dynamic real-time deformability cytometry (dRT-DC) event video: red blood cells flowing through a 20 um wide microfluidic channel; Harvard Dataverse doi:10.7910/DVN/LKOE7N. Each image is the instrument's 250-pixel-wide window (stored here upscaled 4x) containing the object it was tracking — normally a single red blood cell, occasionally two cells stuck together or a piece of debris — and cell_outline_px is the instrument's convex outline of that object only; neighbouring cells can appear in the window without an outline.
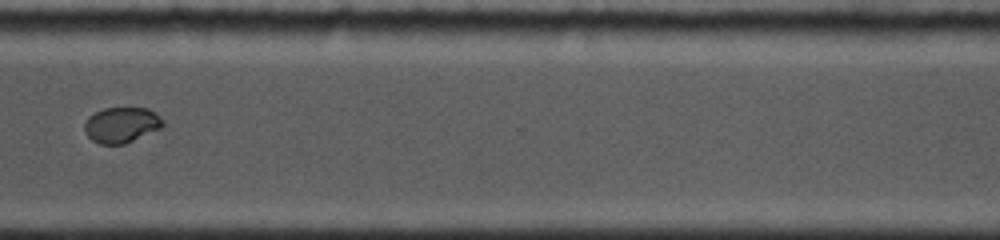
{"species": "common noctule bat (a hibernating species)", "species_latin": "Nyctalus noctula", "temperature_condition": "cold", "stored_images_in_passage": 24, "camera_frame_rate_fps": 5000, "um_per_image_px": 0.085, "animal": {"sex": "female", "body_mass_g": 19.0, "forearm_length_mm": 53.3}, "frame": {"image": 1, "passage_image": 21, "time_ms": 8.2, "image_size_px": [1000, 240], "cell_outline_px": [[164, 124], [160, 128], [124, 144], [100, 144], [92, 140], [84, 132], [84, 124], [88, 116], [104, 108], [148, 108], [160, 116], [164, 120]], "centroid_in_image_um": [10.31, 10.61], "position_along_channel_um": 360.3, "area_um2": 16.18}, "authors_computed_cell_mechanics": {"area_um2": 17.3689, "velocity_mm_per_s": 3.7936, "shape_relaxation_time_tau1_ms": 6.1947, "shape_relaxation_time_tau2_ms": 1.9916, "deformation_change_tau1": 0.1268, "deformation_change_tau2": 0.0168}}